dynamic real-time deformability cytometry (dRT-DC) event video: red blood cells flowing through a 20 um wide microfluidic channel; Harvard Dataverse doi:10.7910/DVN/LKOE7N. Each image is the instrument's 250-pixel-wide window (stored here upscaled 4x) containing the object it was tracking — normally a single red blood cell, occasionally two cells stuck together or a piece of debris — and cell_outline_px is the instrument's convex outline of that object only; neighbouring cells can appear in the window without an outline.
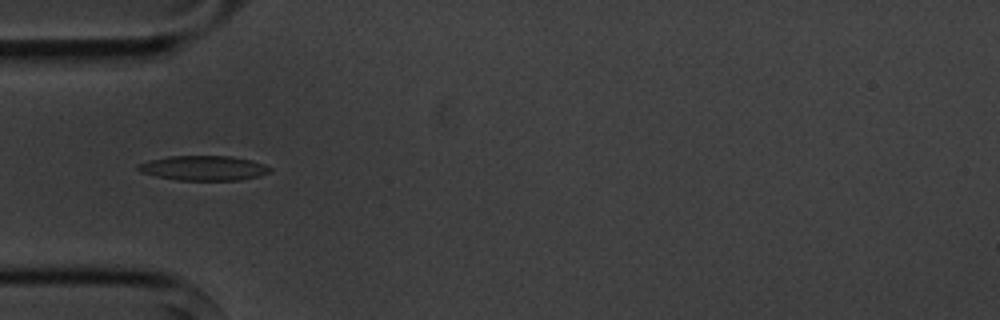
{"species": "common noctule bat (a hibernating species)", "species_latin": "Nyctalus noctula", "temperature_condition": "cold", "stored_images_in_passage": 13, "camera_frame_rate_fps": 3000, "um_per_image_px": 0.085, "animal": {"sex": "male", "body_mass_g": 20.1, "forearm_length_mm": 53.5}, "frame": {"image": 1, "passage_image": 3, "time_ms": 3.333, "image_size_px": [1000, 320], "cell_outline_px": [[272, 172], [260, 176], [240, 180], [176, 180], [156, 176], [140, 172], [136, 168], [136, 164], [148, 160], [168, 156], [232, 156], [252, 160], [264, 164], [272, 168]], "centroid_in_image_um": [17.31, 14.28], "position_along_channel_um": 67.7, "area_um2": 19.31}}
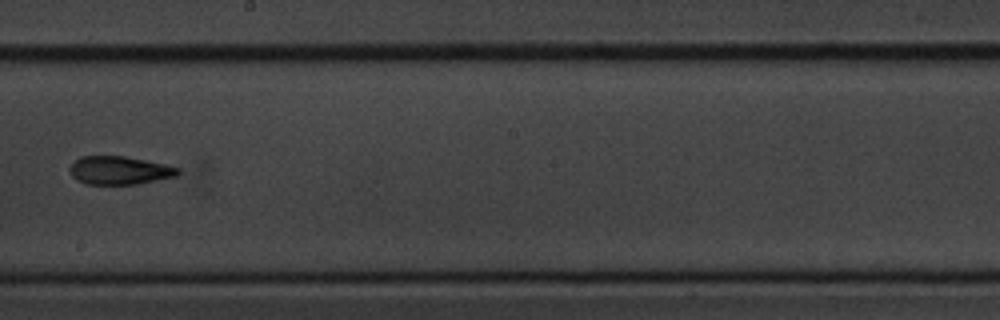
{"frame": {"image": 2, "passage_image": 7, "time_ms": 8.0, "image_size_px": [1000, 320], "cell_outline_px": [[180, 172], [176, 176], [136, 184], [88, 184], [76, 180], [72, 176], [68, 168], [80, 156], [124, 156], [164, 164], [180, 168]], "centroid_in_image_um": [10.13, 14.48], "position_along_channel_um": 238.1, "area_um2": 17.69}}
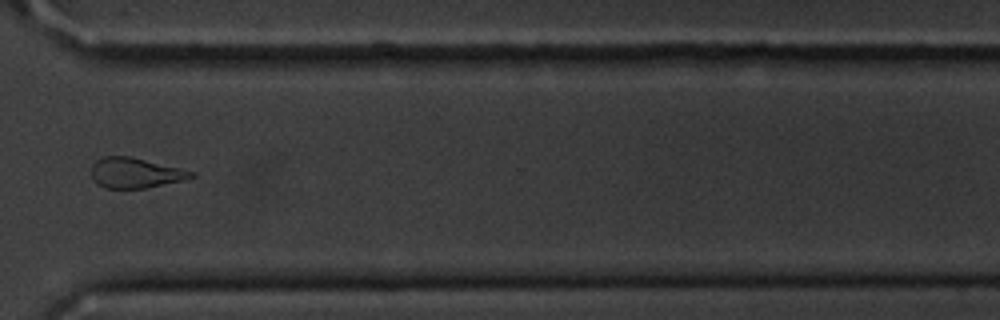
{"frame": {"image": 3, "passage_image": 10, "time_ms": 11.333, "image_size_px": [1000, 320], "cell_outline_px": [[196, 176], [184, 180], [144, 188], [104, 188], [96, 184], [92, 180], [92, 164], [96, 160], [104, 156], [128, 156], [180, 168], [196, 172]], "centroid_in_image_um": [11.48, 14.7], "position_along_channel_um": 359.1, "area_um2": 17.57}, "authors_computed_cell_mechanics": {"area_um2": 18.4382, "velocity_mm_per_s": 3.6375, "shape_relaxation_time_tau1_ms": 8.8867, "shape_relaxation_time_tau2_ms": 5.9927, "deformation_change_tau1": 0.2082, "deformation_change_tau2": 0.1641}}